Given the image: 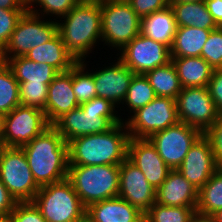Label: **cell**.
<instances>
[{
  "mask_svg": "<svg viewBox=\"0 0 222 222\" xmlns=\"http://www.w3.org/2000/svg\"><path fill=\"white\" fill-rule=\"evenodd\" d=\"M32 202L47 222H79L86 217V207L68 178L40 187Z\"/></svg>",
  "mask_w": 222,
  "mask_h": 222,
  "instance_id": "obj_6",
  "label": "cell"
},
{
  "mask_svg": "<svg viewBox=\"0 0 222 222\" xmlns=\"http://www.w3.org/2000/svg\"><path fill=\"white\" fill-rule=\"evenodd\" d=\"M116 108L110 100L94 97L64 114L52 126L68 143L79 136L109 131L123 122Z\"/></svg>",
  "mask_w": 222,
  "mask_h": 222,
  "instance_id": "obj_4",
  "label": "cell"
},
{
  "mask_svg": "<svg viewBox=\"0 0 222 222\" xmlns=\"http://www.w3.org/2000/svg\"><path fill=\"white\" fill-rule=\"evenodd\" d=\"M198 191L178 170H171L156 189V202L164 206L197 207Z\"/></svg>",
  "mask_w": 222,
  "mask_h": 222,
  "instance_id": "obj_20",
  "label": "cell"
},
{
  "mask_svg": "<svg viewBox=\"0 0 222 222\" xmlns=\"http://www.w3.org/2000/svg\"><path fill=\"white\" fill-rule=\"evenodd\" d=\"M0 180L17 202H32L40 187L21 148L9 147L0 162Z\"/></svg>",
  "mask_w": 222,
  "mask_h": 222,
  "instance_id": "obj_10",
  "label": "cell"
},
{
  "mask_svg": "<svg viewBox=\"0 0 222 222\" xmlns=\"http://www.w3.org/2000/svg\"><path fill=\"white\" fill-rule=\"evenodd\" d=\"M68 179L86 208L119 195V165L69 166Z\"/></svg>",
  "mask_w": 222,
  "mask_h": 222,
  "instance_id": "obj_5",
  "label": "cell"
},
{
  "mask_svg": "<svg viewBox=\"0 0 222 222\" xmlns=\"http://www.w3.org/2000/svg\"><path fill=\"white\" fill-rule=\"evenodd\" d=\"M203 135L208 139L214 158L219 168H222V113L215 123Z\"/></svg>",
  "mask_w": 222,
  "mask_h": 222,
  "instance_id": "obj_39",
  "label": "cell"
},
{
  "mask_svg": "<svg viewBox=\"0 0 222 222\" xmlns=\"http://www.w3.org/2000/svg\"><path fill=\"white\" fill-rule=\"evenodd\" d=\"M177 28L170 5L141 18L140 33L169 48L172 47Z\"/></svg>",
  "mask_w": 222,
  "mask_h": 222,
  "instance_id": "obj_22",
  "label": "cell"
},
{
  "mask_svg": "<svg viewBox=\"0 0 222 222\" xmlns=\"http://www.w3.org/2000/svg\"><path fill=\"white\" fill-rule=\"evenodd\" d=\"M0 8L7 10H27L24 0H0Z\"/></svg>",
  "mask_w": 222,
  "mask_h": 222,
  "instance_id": "obj_44",
  "label": "cell"
},
{
  "mask_svg": "<svg viewBox=\"0 0 222 222\" xmlns=\"http://www.w3.org/2000/svg\"><path fill=\"white\" fill-rule=\"evenodd\" d=\"M0 222H12L10 217L0 218Z\"/></svg>",
  "mask_w": 222,
  "mask_h": 222,
  "instance_id": "obj_50",
  "label": "cell"
},
{
  "mask_svg": "<svg viewBox=\"0 0 222 222\" xmlns=\"http://www.w3.org/2000/svg\"><path fill=\"white\" fill-rule=\"evenodd\" d=\"M202 134L200 130L178 121L165 130L155 132L148 139L166 165L171 170H177L189 149Z\"/></svg>",
  "mask_w": 222,
  "mask_h": 222,
  "instance_id": "obj_11",
  "label": "cell"
},
{
  "mask_svg": "<svg viewBox=\"0 0 222 222\" xmlns=\"http://www.w3.org/2000/svg\"><path fill=\"white\" fill-rule=\"evenodd\" d=\"M80 0H29L27 11L57 21L79 4ZM39 8V9H37Z\"/></svg>",
  "mask_w": 222,
  "mask_h": 222,
  "instance_id": "obj_34",
  "label": "cell"
},
{
  "mask_svg": "<svg viewBox=\"0 0 222 222\" xmlns=\"http://www.w3.org/2000/svg\"><path fill=\"white\" fill-rule=\"evenodd\" d=\"M212 30L215 29H202L194 26L178 27L170 48L171 57L201 56L203 45Z\"/></svg>",
  "mask_w": 222,
  "mask_h": 222,
  "instance_id": "obj_26",
  "label": "cell"
},
{
  "mask_svg": "<svg viewBox=\"0 0 222 222\" xmlns=\"http://www.w3.org/2000/svg\"><path fill=\"white\" fill-rule=\"evenodd\" d=\"M18 202L0 180V218L8 217Z\"/></svg>",
  "mask_w": 222,
  "mask_h": 222,
  "instance_id": "obj_42",
  "label": "cell"
},
{
  "mask_svg": "<svg viewBox=\"0 0 222 222\" xmlns=\"http://www.w3.org/2000/svg\"><path fill=\"white\" fill-rule=\"evenodd\" d=\"M100 7L102 45L119 52L140 34L141 18L130 3L104 0Z\"/></svg>",
  "mask_w": 222,
  "mask_h": 222,
  "instance_id": "obj_7",
  "label": "cell"
},
{
  "mask_svg": "<svg viewBox=\"0 0 222 222\" xmlns=\"http://www.w3.org/2000/svg\"><path fill=\"white\" fill-rule=\"evenodd\" d=\"M19 105V83L6 62L0 61V112L6 115Z\"/></svg>",
  "mask_w": 222,
  "mask_h": 222,
  "instance_id": "obj_31",
  "label": "cell"
},
{
  "mask_svg": "<svg viewBox=\"0 0 222 222\" xmlns=\"http://www.w3.org/2000/svg\"><path fill=\"white\" fill-rule=\"evenodd\" d=\"M201 57L205 59L213 69L222 68V27L212 30L203 45Z\"/></svg>",
  "mask_w": 222,
  "mask_h": 222,
  "instance_id": "obj_36",
  "label": "cell"
},
{
  "mask_svg": "<svg viewBox=\"0 0 222 222\" xmlns=\"http://www.w3.org/2000/svg\"><path fill=\"white\" fill-rule=\"evenodd\" d=\"M58 34L68 52L82 62L102 43L99 2H80L57 20ZM93 50V51H92Z\"/></svg>",
  "mask_w": 222,
  "mask_h": 222,
  "instance_id": "obj_3",
  "label": "cell"
},
{
  "mask_svg": "<svg viewBox=\"0 0 222 222\" xmlns=\"http://www.w3.org/2000/svg\"><path fill=\"white\" fill-rule=\"evenodd\" d=\"M130 136L124 122L109 131L68 142L69 166L120 165L128 155Z\"/></svg>",
  "mask_w": 222,
  "mask_h": 222,
  "instance_id": "obj_2",
  "label": "cell"
},
{
  "mask_svg": "<svg viewBox=\"0 0 222 222\" xmlns=\"http://www.w3.org/2000/svg\"><path fill=\"white\" fill-rule=\"evenodd\" d=\"M144 75L154 89L156 96L171 97L176 100L182 91L183 87L172 61L164 66L156 67Z\"/></svg>",
  "mask_w": 222,
  "mask_h": 222,
  "instance_id": "obj_28",
  "label": "cell"
},
{
  "mask_svg": "<svg viewBox=\"0 0 222 222\" xmlns=\"http://www.w3.org/2000/svg\"><path fill=\"white\" fill-rule=\"evenodd\" d=\"M127 158L143 172L155 189L165 181L171 171L148 138H130Z\"/></svg>",
  "mask_w": 222,
  "mask_h": 222,
  "instance_id": "obj_18",
  "label": "cell"
},
{
  "mask_svg": "<svg viewBox=\"0 0 222 222\" xmlns=\"http://www.w3.org/2000/svg\"><path fill=\"white\" fill-rule=\"evenodd\" d=\"M208 91L218 113H222V68L214 69L207 85Z\"/></svg>",
  "mask_w": 222,
  "mask_h": 222,
  "instance_id": "obj_41",
  "label": "cell"
},
{
  "mask_svg": "<svg viewBox=\"0 0 222 222\" xmlns=\"http://www.w3.org/2000/svg\"><path fill=\"white\" fill-rule=\"evenodd\" d=\"M24 56L37 63H46L59 73L69 71L77 63L58 33L51 40L28 51Z\"/></svg>",
  "mask_w": 222,
  "mask_h": 222,
  "instance_id": "obj_23",
  "label": "cell"
},
{
  "mask_svg": "<svg viewBox=\"0 0 222 222\" xmlns=\"http://www.w3.org/2000/svg\"><path fill=\"white\" fill-rule=\"evenodd\" d=\"M90 61L77 62L72 67V87L79 105L97 97L93 73L89 70Z\"/></svg>",
  "mask_w": 222,
  "mask_h": 222,
  "instance_id": "obj_32",
  "label": "cell"
},
{
  "mask_svg": "<svg viewBox=\"0 0 222 222\" xmlns=\"http://www.w3.org/2000/svg\"><path fill=\"white\" fill-rule=\"evenodd\" d=\"M179 121L176 100L156 96L146 106L133 112L124 123L130 138H149Z\"/></svg>",
  "mask_w": 222,
  "mask_h": 222,
  "instance_id": "obj_9",
  "label": "cell"
},
{
  "mask_svg": "<svg viewBox=\"0 0 222 222\" xmlns=\"http://www.w3.org/2000/svg\"><path fill=\"white\" fill-rule=\"evenodd\" d=\"M49 126L43 110L19 105L5 115L2 138L8 147L20 148Z\"/></svg>",
  "mask_w": 222,
  "mask_h": 222,
  "instance_id": "obj_14",
  "label": "cell"
},
{
  "mask_svg": "<svg viewBox=\"0 0 222 222\" xmlns=\"http://www.w3.org/2000/svg\"><path fill=\"white\" fill-rule=\"evenodd\" d=\"M80 105L72 87V68L59 73L48 86V98L44 114L49 125Z\"/></svg>",
  "mask_w": 222,
  "mask_h": 222,
  "instance_id": "obj_19",
  "label": "cell"
},
{
  "mask_svg": "<svg viewBox=\"0 0 222 222\" xmlns=\"http://www.w3.org/2000/svg\"><path fill=\"white\" fill-rule=\"evenodd\" d=\"M178 27L194 26L202 29H217L205 1L169 4Z\"/></svg>",
  "mask_w": 222,
  "mask_h": 222,
  "instance_id": "obj_27",
  "label": "cell"
},
{
  "mask_svg": "<svg viewBox=\"0 0 222 222\" xmlns=\"http://www.w3.org/2000/svg\"><path fill=\"white\" fill-rule=\"evenodd\" d=\"M116 53L115 56L135 74L144 75L171 61L169 47L141 33Z\"/></svg>",
  "mask_w": 222,
  "mask_h": 222,
  "instance_id": "obj_13",
  "label": "cell"
},
{
  "mask_svg": "<svg viewBox=\"0 0 222 222\" xmlns=\"http://www.w3.org/2000/svg\"><path fill=\"white\" fill-rule=\"evenodd\" d=\"M6 142L3 140V138H0V162L2 160V157L4 155V152L8 149Z\"/></svg>",
  "mask_w": 222,
  "mask_h": 222,
  "instance_id": "obj_46",
  "label": "cell"
},
{
  "mask_svg": "<svg viewBox=\"0 0 222 222\" xmlns=\"http://www.w3.org/2000/svg\"><path fill=\"white\" fill-rule=\"evenodd\" d=\"M119 197L146 213L156 202V189L128 158L120 165Z\"/></svg>",
  "mask_w": 222,
  "mask_h": 222,
  "instance_id": "obj_16",
  "label": "cell"
},
{
  "mask_svg": "<svg viewBox=\"0 0 222 222\" xmlns=\"http://www.w3.org/2000/svg\"><path fill=\"white\" fill-rule=\"evenodd\" d=\"M214 222H222V209L218 210L217 212L211 215Z\"/></svg>",
  "mask_w": 222,
  "mask_h": 222,
  "instance_id": "obj_47",
  "label": "cell"
},
{
  "mask_svg": "<svg viewBox=\"0 0 222 222\" xmlns=\"http://www.w3.org/2000/svg\"><path fill=\"white\" fill-rule=\"evenodd\" d=\"M86 217L91 222H144V213L119 196L90 204Z\"/></svg>",
  "mask_w": 222,
  "mask_h": 222,
  "instance_id": "obj_21",
  "label": "cell"
},
{
  "mask_svg": "<svg viewBox=\"0 0 222 222\" xmlns=\"http://www.w3.org/2000/svg\"><path fill=\"white\" fill-rule=\"evenodd\" d=\"M190 222H214L211 216L196 213Z\"/></svg>",
  "mask_w": 222,
  "mask_h": 222,
  "instance_id": "obj_45",
  "label": "cell"
},
{
  "mask_svg": "<svg viewBox=\"0 0 222 222\" xmlns=\"http://www.w3.org/2000/svg\"><path fill=\"white\" fill-rule=\"evenodd\" d=\"M79 222H91V221L87 217H85L83 220H81Z\"/></svg>",
  "mask_w": 222,
  "mask_h": 222,
  "instance_id": "obj_53",
  "label": "cell"
},
{
  "mask_svg": "<svg viewBox=\"0 0 222 222\" xmlns=\"http://www.w3.org/2000/svg\"><path fill=\"white\" fill-rule=\"evenodd\" d=\"M176 104L179 121L202 133L215 123L219 115L207 87L182 88Z\"/></svg>",
  "mask_w": 222,
  "mask_h": 222,
  "instance_id": "obj_12",
  "label": "cell"
},
{
  "mask_svg": "<svg viewBox=\"0 0 222 222\" xmlns=\"http://www.w3.org/2000/svg\"><path fill=\"white\" fill-rule=\"evenodd\" d=\"M20 148L39 187L68 178V143L52 125Z\"/></svg>",
  "mask_w": 222,
  "mask_h": 222,
  "instance_id": "obj_1",
  "label": "cell"
},
{
  "mask_svg": "<svg viewBox=\"0 0 222 222\" xmlns=\"http://www.w3.org/2000/svg\"><path fill=\"white\" fill-rule=\"evenodd\" d=\"M6 64L11 68L18 83L28 81L29 83L50 84L59 72L46 63H37L25 56L9 58Z\"/></svg>",
  "mask_w": 222,
  "mask_h": 222,
  "instance_id": "obj_25",
  "label": "cell"
},
{
  "mask_svg": "<svg viewBox=\"0 0 222 222\" xmlns=\"http://www.w3.org/2000/svg\"><path fill=\"white\" fill-rule=\"evenodd\" d=\"M222 209V168H219L198 191L196 212L211 216Z\"/></svg>",
  "mask_w": 222,
  "mask_h": 222,
  "instance_id": "obj_30",
  "label": "cell"
},
{
  "mask_svg": "<svg viewBox=\"0 0 222 222\" xmlns=\"http://www.w3.org/2000/svg\"><path fill=\"white\" fill-rule=\"evenodd\" d=\"M4 118L5 115L0 112V138H2L4 132Z\"/></svg>",
  "mask_w": 222,
  "mask_h": 222,
  "instance_id": "obj_49",
  "label": "cell"
},
{
  "mask_svg": "<svg viewBox=\"0 0 222 222\" xmlns=\"http://www.w3.org/2000/svg\"><path fill=\"white\" fill-rule=\"evenodd\" d=\"M27 10H7L0 8V53L7 45L12 32Z\"/></svg>",
  "mask_w": 222,
  "mask_h": 222,
  "instance_id": "obj_37",
  "label": "cell"
},
{
  "mask_svg": "<svg viewBox=\"0 0 222 222\" xmlns=\"http://www.w3.org/2000/svg\"><path fill=\"white\" fill-rule=\"evenodd\" d=\"M205 4L216 25L222 27V0H205Z\"/></svg>",
  "mask_w": 222,
  "mask_h": 222,
  "instance_id": "obj_43",
  "label": "cell"
},
{
  "mask_svg": "<svg viewBox=\"0 0 222 222\" xmlns=\"http://www.w3.org/2000/svg\"><path fill=\"white\" fill-rule=\"evenodd\" d=\"M129 3L140 18L169 6L168 0H131Z\"/></svg>",
  "mask_w": 222,
  "mask_h": 222,
  "instance_id": "obj_40",
  "label": "cell"
},
{
  "mask_svg": "<svg viewBox=\"0 0 222 222\" xmlns=\"http://www.w3.org/2000/svg\"><path fill=\"white\" fill-rule=\"evenodd\" d=\"M183 88L207 87L214 69L201 56L171 57Z\"/></svg>",
  "mask_w": 222,
  "mask_h": 222,
  "instance_id": "obj_24",
  "label": "cell"
},
{
  "mask_svg": "<svg viewBox=\"0 0 222 222\" xmlns=\"http://www.w3.org/2000/svg\"><path fill=\"white\" fill-rule=\"evenodd\" d=\"M102 67L89 70L93 73L97 97L110 100L119 109L124 101L130 82L135 75L118 57ZM109 65V66H108ZM107 66V67H106Z\"/></svg>",
  "mask_w": 222,
  "mask_h": 222,
  "instance_id": "obj_15",
  "label": "cell"
},
{
  "mask_svg": "<svg viewBox=\"0 0 222 222\" xmlns=\"http://www.w3.org/2000/svg\"><path fill=\"white\" fill-rule=\"evenodd\" d=\"M219 169L208 139L202 134L177 170L198 190Z\"/></svg>",
  "mask_w": 222,
  "mask_h": 222,
  "instance_id": "obj_17",
  "label": "cell"
},
{
  "mask_svg": "<svg viewBox=\"0 0 222 222\" xmlns=\"http://www.w3.org/2000/svg\"><path fill=\"white\" fill-rule=\"evenodd\" d=\"M205 0H168V4H176V3H183V2H203Z\"/></svg>",
  "mask_w": 222,
  "mask_h": 222,
  "instance_id": "obj_48",
  "label": "cell"
},
{
  "mask_svg": "<svg viewBox=\"0 0 222 222\" xmlns=\"http://www.w3.org/2000/svg\"><path fill=\"white\" fill-rule=\"evenodd\" d=\"M81 2H103L104 0H80Z\"/></svg>",
  "mask_w": 222,
  "mask_h": 222,
  "instance_id": "obj_51",
  "label": "cell"
},
{
  "mask_svg": "<svg viewBox=\"0 0 222 222\" xmlns=\"http://www.w3.org/2000/svg\"><path fill=\"white\" fill-rule=\"evenodd\" d=\"M58 33L56 20L26 11L0 53V61L24 56L28 51L51 40Z\"/></svg>",
  "mask_w": 222,
  "mask_h": 222,
  "instance_id": "obj_8",
  "label": "cell"
},
{
  "mask_svg": "<svg viewBox=\"0 0 222 222\" xmlns=\"http://www.w3.org/2000/svg\"><path fill=\"white\" fill-rule=\"evenodd\" d=\"M112 1L129 3L131 0H112Z\"/></svg>",
  "mask_w": 222,
  "mask_h": 222,
  "instance_id": "obj_52",
  "label": "cell"
},
{
  "mask_svg": "<svg viewBox=\"0 0 222 222\" xmlns=\"http://www.w3.org/2000/svg\"><path fill=\"white\" fill-rule=\"evenodd\" d=\"M48 86L45 83H29L28 81L19 83L20 105L44 110L48 98Z\"/></svg>",
  "mask_w": 222,
  "mask_h": 222,
  "instance_id": "obj_35",
  "label": "cell"
},
{
  "mask_svg": "<svg viewBox=\"0 0 222 222\" xmlns=\"http://www.w3.org/2000/svg\"><path fill=\"white\" fill-rule=\"evenodd\" d=\"M9 217L12 222H47L33 202H18Z\"/></svg>",
  "mask_w": 222,
  "mask_h": 222,
  "instance_id": "obj_38",
  "label": "cell"
},
{
  "mask_svg": "<svg viewBox=\"0 0 222 222\" xmlns=\"http://www.w3.org/2000/svg\"><path fill=\"white\" fill-rule=\"evenodd\" d=\"M155 97H156L155 91L152 88V86L150 85V83H149L148 79L145 77V75L135 74L130 82V85H129V88L127 91V95L121 104L122 106L119 107L120 108L119 116H120L121 120L124 122L126 120V117H129L137 109L146 106ZM121 108H123V109H121ZM125 108H126V112H128V114L125 113ZM121 111H124V112L121 113ZM120 114H122V115H120ZM125 114H126V117L125 116L122 117Z\"/></svg>",
  "mask_w": 222,
  "mask_h": 222,
  "instance_id": "obj_29",
  "label": "cell"
},
{
  "mask_svg": "<svg viewBox=\"0 0 222 222\" xmlns=\"http://www.w3.org/2000/svg\"><path fill=\"white\" fill-rule=\"evenodd\" d=\"M197 207L164 206L155 202L144 214V222H190Z\"/></svg>",
  "mask_w": 222,
  "mask_h": 222,
  "instance_id": "obj_33",
  "label": "cell"
}]
</instances>
